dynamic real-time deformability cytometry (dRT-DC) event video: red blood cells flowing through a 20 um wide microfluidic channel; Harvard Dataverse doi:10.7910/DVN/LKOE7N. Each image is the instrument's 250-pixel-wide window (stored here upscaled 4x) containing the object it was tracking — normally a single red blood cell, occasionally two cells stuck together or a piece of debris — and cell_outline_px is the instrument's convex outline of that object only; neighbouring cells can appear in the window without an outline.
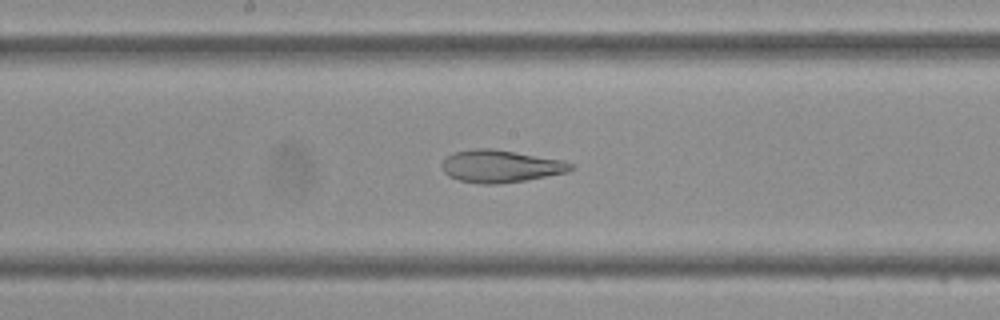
{"species": "Egyptian fruit bat (a non-hibernating species)", "species_latin": "Rousettus aegyptiacus", "temperature_condition": "cold", "stored_images_in_passage": 40, "camera_frame_rate_fps": 3000, "um_per_image_px": 0.085, "frame": {"image": 1, "passage_image": 22, "time_ms": 7.0, "image_size_px": [1000, 320], "cell_outline_px": [[576, 168], [568, 172], [524, 180], [496, 184], [480, 184], [460, 180], [448, 176], [444, 172], [440, 164], [448, 156], [456, 152], [476, 148], [492, 148], [564, 160], [576, 164]], "centroid_in_image_um": [42.59, 14.12], "position_along_channel_um": 205.6, "area_um2": 24.39}}
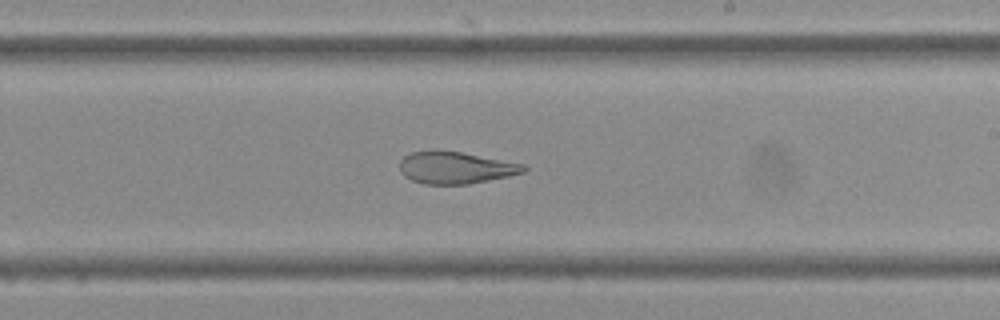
{"frame": {"image": 2, "passage_image": 25, "time_ms": 8.0, "image_size_px": [1000, 320], "cell_outline_px": [[528, 168], [524, 172], [508, 176], [468, 184], [424, 184], [412, 180], [404, 176], [400, 172], [400, 160], [404, 156], [412, 152], [432, 148], [436, 148], [460, 152], [524, 164]], "centroid_in_image_um": [38.67, 14.23], "position_along_channel_um": 250.3, "area_um2": 23.35}}
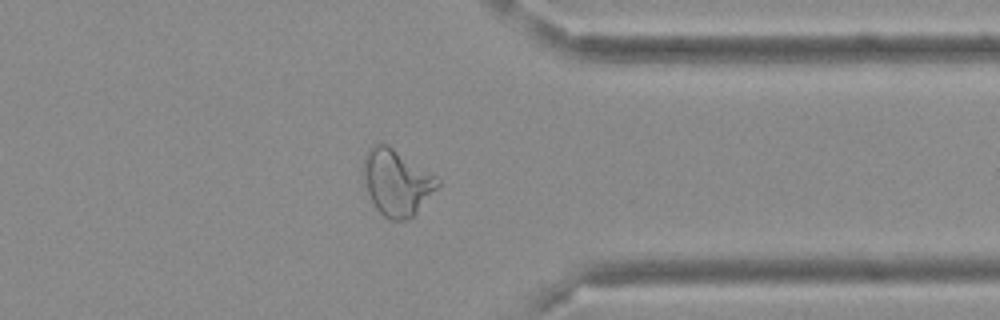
{"frame": {"image": 3, "passage_image": 34, "time_ms": 11.0, "image_size_px": [1000, 320], "cell_outline_px": [[440, 184], [412, 216], [408, 220], [388, 220], [376, 208], [364, 184], [364, 156], [368, 148], [372, 144], [388, 144], [436, 176], [440, 180]], "centroid_in_image_um": [33.7, 15.49], "position_along_channel_um": 377.7, "area_um2": 28.21}}